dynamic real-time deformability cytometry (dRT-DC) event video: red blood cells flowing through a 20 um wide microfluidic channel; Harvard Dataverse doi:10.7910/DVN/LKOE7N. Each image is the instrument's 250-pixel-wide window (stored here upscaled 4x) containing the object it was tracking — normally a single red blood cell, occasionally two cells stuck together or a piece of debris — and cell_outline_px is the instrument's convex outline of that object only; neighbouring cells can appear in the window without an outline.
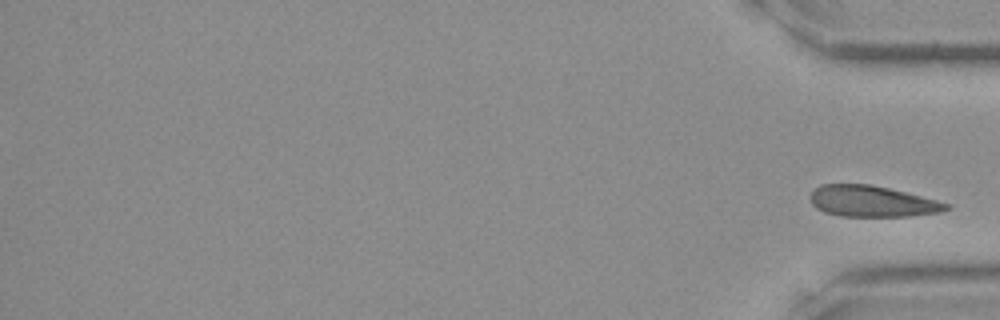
{"species": "Egyptian fruit bat (a non-hibernating species)", "species_latin": "Rousettus aegyptiacus", "temperature_condition": "room temperature", "stored_images_in_passage": 33, "segment_of_instrument_passage": [2, 2], "camera_frame_rate_fps": 3000, "um_per_image_px": 0.085, "frame": {"image": 1, "passage_image": 33, "time_ms": 10.667, "image_size_px": [1000, 320], "cell_outline_px": [[952, 208], [940, 212], [908, 216], [840, 216], [824, 212], [816, 208], [812, 204], [808, 196], [820, 184], [868, 184], [888, 188], [936, 200], [948, 204]], "centroid_in_image_um": [74.08, 17.11], "position_along_channel_um": 361.1, "area_um2": 24.51}}